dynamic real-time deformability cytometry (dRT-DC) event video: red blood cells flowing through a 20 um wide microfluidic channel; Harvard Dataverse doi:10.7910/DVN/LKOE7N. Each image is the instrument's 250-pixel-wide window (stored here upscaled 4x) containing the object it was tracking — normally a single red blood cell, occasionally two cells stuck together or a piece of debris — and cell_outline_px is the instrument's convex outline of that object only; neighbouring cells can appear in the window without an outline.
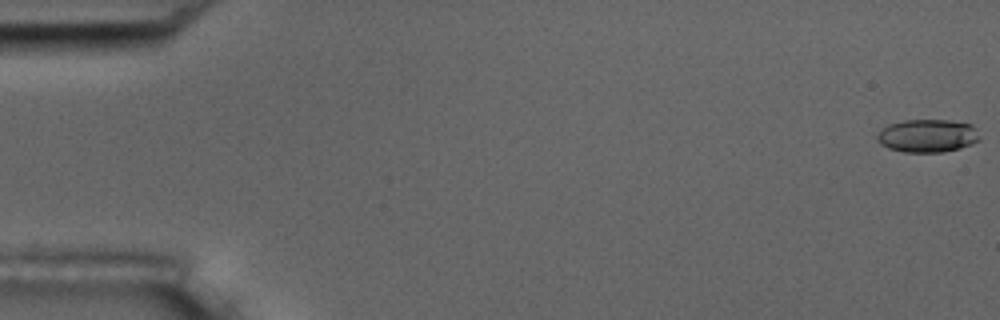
{"species": "common noctule bat (a hibernating species)", "species_latin": "Nyctalus noctula", "temperature_condition": "room temperature", "stored_images_in_passage": 6, "camera_frame_rate_fps": 3000, "um_per_image_px": 0.085, "animal": {"sex": "male", "body_mass_g": 17.5, "forearm_length_mm": 52.3}, "frame": {"image": 1, "passage_image": 1, "time_ms": 0.0, "image_size_px": [1000, 320], "cell_outline_px": [[980, 140], [972, 144], [960, 148], [944, 152], [904, 152], [888, 148], [880, 144], [876, 140], [876, 136], [888, 124], [904, 120], [948, 120], [972, 124], [980, 136]], "centroid_in_image_um": [78.85, 11.54], "position_along_channel_um": 6.2, "area_um2": 19.83}}
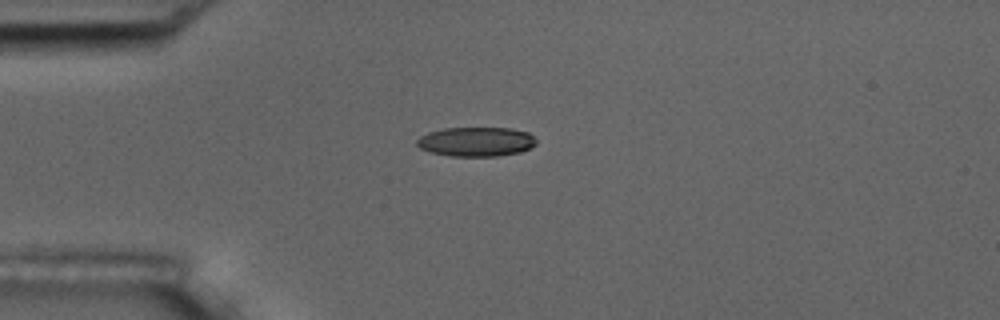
{"frame": {"image": 2, "passage_image": 4, "time_ms": 4.667, "image_size_px": [1000, 320], "cell_outline_px": [[536, 144], [532, 148], [520, 152], [496, 156], [448, 156], [432, 152], [420, 148], [416, 144], [416, 140], [420, 136], [428, 132], [444, 128], [512, 128], [528, 132], [536, 140]], "centroid_in_image_um": [40.48, 12.04], "position_along_channel_um": 44.5, "area_um2": 20.52}}